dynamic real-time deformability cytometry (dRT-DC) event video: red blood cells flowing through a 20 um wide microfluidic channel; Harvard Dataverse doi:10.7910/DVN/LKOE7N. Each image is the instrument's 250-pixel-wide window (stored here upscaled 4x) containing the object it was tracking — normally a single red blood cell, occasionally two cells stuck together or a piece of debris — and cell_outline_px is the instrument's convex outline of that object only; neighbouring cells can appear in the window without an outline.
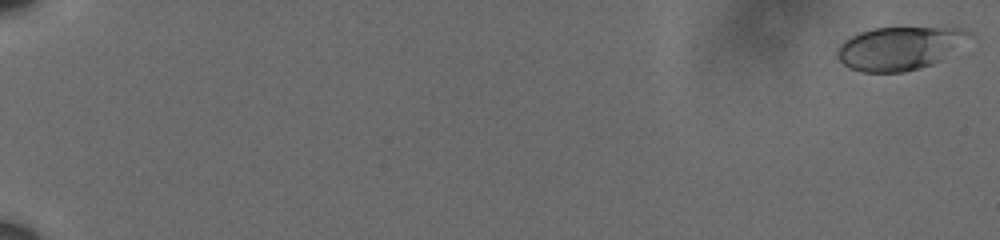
{"species": "human", "species_latin": "Homo sapiens", "temperature_condition": "cold", "stored_images_in_passage": 59, "camera_frame_rate_fps": 3000, "um_per_image_px": 0.085, "donor": {"sex": "male"}, "frame": {"image": 1, "passage_image": 1, "time_ms": 0.0, "image_size_px": [1000, 240], "cell_outline_px": [[968, 32], [940, 60], [932, 64], [920, 68], [904, 72], [864, 72], [852, 68], [844, 64], [840, 60], [836, 52], [840, 44], [844, 40], [860, 32], [876, 28], [964, 28]], "centroid_in_image_um": [76.31, 4.11], "position_along_channel_um": 8.7, "area_um2": 31.91}}
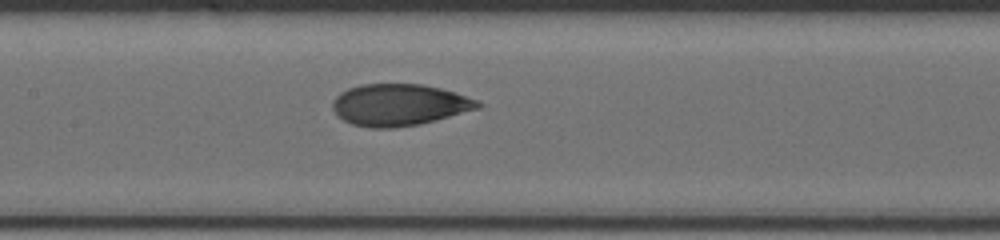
{"frame": {"image": 2, "passage_image": 33, "time_ms": 10.667, "image_size_px": [1000, 240], "cell_outline_px": [[484, 104], [480, 108], [436, 120], [420, 124], [396, 128], [372, 128], [352, 124], [344, 120], [332, 108], [332, 100], [340, 92], [348, 88], [360, 84], [420, 84], [440, 88], [456, 92], [480, 100]], "centroid_in_image_um": [33.97, 8.91], "position_along_channel_um": 173.4, "area_um2": 35.55}}
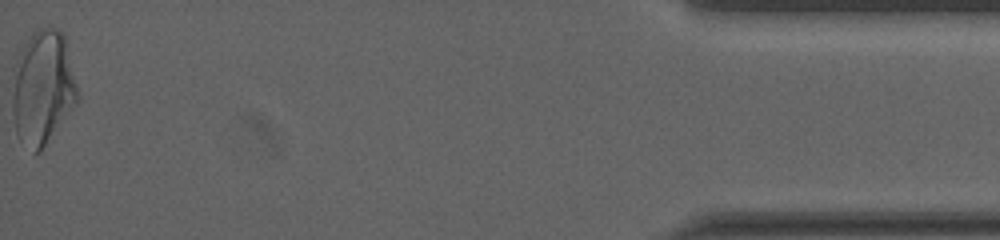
{"frame": {"image": 3, "passage_image": 59, "time_ms": 19.333, "image_size_px": [1000, 240], "cell_outline_px": [[80, 100], [40, 152], [36, 152], [20, 140], [16, 136], [12, 112], [12, 100], [20, 52], [24, 44], [32, 32], [36, 28], [56, 28], [64, 36], [80, 96]], "centroid_in_image_um": [3.67, 7.48], "position_along_channel_um": 431.5, "area_um2": 42.89}, "authors_computed_cell_mechanics": {"area_um2": 35.2002, "velocity_mm_per_s": 3.605, "shape_relaxation_time_tau1_ms": 6.6839, "shape_relaxation_time_tau2_ms": 1.3965, "deformation_change_tau1": 0.1773, "deformation_change_tau2": 0.0671}}